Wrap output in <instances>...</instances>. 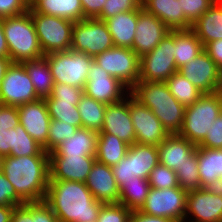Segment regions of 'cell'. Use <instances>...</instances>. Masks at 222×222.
<instances>
[{
  "instance_id": "obj_25",
  "label": "cell",
  "mask_w": 222,
  "mask_h": 222,
  "mask_svg": "<svg viewBox=\"0 0 222 222\" xmlns=\"http://www.w3.org/2000/svg\"><path fill=\"white\" fill-rule=\"evenodd\" d=\"M197 146L178 134H170L161 144L157 145L159 163L176 171L188 162L190 155Z\"/></svg>"
},
{
  "instance_id": "obj_37",
  "label": "cell",
  "mask_w": 222,
  "mask_h": 222,
  "mask_svg": "<svg viewBox=\"0 0 222 222\" xmlns=\"http://www.w3.org/2000/svg\"><path fill=\"white\" fill-rule=\"evenodd\" d=\"M32 155H49V153L19 123L16 128H12V149L9 156L21 157Z\"/></svg>"
},
{
  "instance_id": "obj_44",
  "label": "cell",
  "mask_w": 222,
  "mask_h": 222,
  "mask_svg": "<svg viewBox=\"0 0 222 222\" xmlns=\"http://www.w3.org/2000/svg\"><path fill=\"white\" fill-rule=\"evenodd\" d=\"M213 4L214 2L212 0H181V9L187 21L192 25Z\"/></svg>"
},
{
  "instance_id": "obj_13",
  "label": "cell",
  "mask_w": 222,
  "mask_h": 222,
  "mask_svg": "<svg viewBox=\"0 0 222 222\" xmlns=\"http://www.w3.org/2000/svg\"><path fill=\"white\" fill-rule=\"evenodd\" d=\"M40 99L23 63H11L0 84V104L20 106Z\"/></svg>"
},
{
  "instance_id": "obj_53",
  "label": "cell",
  "mask_w": 222,
  "mask_h": 222,
  "mask_svg": "<svg viewBox=\"0 0 222 222\" xmlns=\"http://www.w3.org/2000/svg\"><path fill=\"white\" fill-rule=\"evenodd\" d=\"M12 149V129L0 132V158L9 156Z\"/></svg>"
},
{
  "instance_id": "obj_17",
  "label": "cell",
  "mask_w": 222,
  "mask_h": 222,
  "mask_svg": "<svg viewBox=\"0 0 222 222\" xmlns=\"http://www.w3.org/2000/svg\"><path fill=\"white\" fill-rule=\"evenodd\" d=\"M178 72L203 93H215L220 90L222 71L205 50L179 68Z\"/></svg>"
},
{
  "instance_id": "obj_1",
  "label": "cell",
  "mask_w": 222,
  "mask_h": 222,
  "mask_svg": "<svg viewBox=\"0 0 222 222\" xmlns=\"http://www.w3.org/2000/svg\"><path fill=\"white\" fill-rule=\"evenodd\" d=\"M45 201L59 222H96L103 205L85 183L68 180H49Z\"/></svg>"
},
{
  "instance_id": "obj_5",
  "label": "cell",
  "mask_w": 222,
  "mask_h": 222,
  "mask_svg": "<svg viewBox=\"0 0 222 222\" xmlns=\"http://www.w3.org/2000/svg\"><path fill=\"white\" fill-rule=\"evenodd\" d=\"M220 113L222 94L219 91L204 93L192 105L185 107L183 125L178 135L198 146Z\"/></svg>"
},
{
  "instance_id": "obj_11",
  "label": "cell",
  "mask_w": 222,
  "mask_h": 222,
  "mask_svg": "<svg viewBox=\"0 0 222 222\" xmlns=\"http://www.w3.org/2000/svg\"><path fill=\"white\" fill-rule=\"evenodd\" d=\"M94 61L129 90L139 81L140 57L130 48H110L96 55Z\"/></svg>"
},
{
  "instance_id": "obj_50",
  "label": "cell",
  "mask_w": 222,
  "mask_h": 222,
  "mask_svg": "<svg viewBox=\"0 0 222 222\" xmlns=\"http://www.w3.org/2000/svg\"><path fill=\"white\" fill-rule=\"evenodd\" d=\"M106 0H81L84 18H98Z\"/></svg>"
},
{
  "instance_id": "obj_56",
  "label": "cell",
  "mask_w": 222,
  "mask_h": 222,
  "mask_svg": "<svg viewBox=\"0 0 222 222\" xmlns=\"http://www.w3.org/2000/svg\"><path fill=\"white\" fill-rule=\"evenodd\" d=\"M11 63L12 60L10 59V57H0V84Z\"/></svg>"
},
{
  "instance_id": "obj_19",
  "label": "cell",
  "mask_w": 222,
  "mask_h": 222,
  "mask_svg": "<svg viewBox=\"0 0 222 222\" xmlns=\"http://www.w3.org/2000/svg\"><path fill=\"white\" fill-rule=\"evenodd\" d=\"M169 31L170 29L162 21L141 7L138 10V23L132 50L142 57L151 52Z\"/></svg>"
},
{
  "instance_id": "obj_39",
  "label": "cell",
  "mask_w": 222,
  "mask_h": 222,
  "mask_svg": "<svg viewBox=\"0 0 222 222\" xmlns=\"http://www.w3.org/2000/svg\"><path fill=\"white\" fill-rule=\"evenodd\" d=\"M178 186L186 192L201 188V181L198 173L197 148L188 155V162L175 171Z\"/></svg>"
},
{
  "instance_id": "obj_40",
  "label": "cell",
  "mask_w": 222,
  "mask_h": 222,
  "mask_svg": "<svg viewBox=\"0 0 222 222\" xmlns=\"http://www.w3.org/2000/svg\"><path fill=\"white\" fill-rule=\"evenodd\" d=\"M78 129L77 126L64 123V121L51 120L47 140V152H52L60 143L73 136Z\"/></svg>"
},
{
  "instance_id": "obj_34",
  "label": "cell",
  "mask_w": 222,
  "mask_h": 222,
  "mask_svg": "<svg viewBox=\"0 0 222 222\" xmlns=\"http://www.w3.org/2000/svg\"><path fill=\"white\" fill-rule=\"evenodd\" d=\"M10 222H59V220L51 206L43 200L16 206Z\"/></svg>"
},
{
  "instance_id": "obj_3",
  "label": "cell",
  "mask_w": 222,
  "mask_h": 222,
  "mask_svg": "<svg viewBox=\"0 0 222 222\" xmlns=\"http://www.w3.org/2000/svg\"><path fill=\"white\" fill-rule=\"evenodd\" d=\"M129 94L147 106L169 134H178L183 125L185 107L170 93L166 82L138 81Z\"/></svg>"
},
{
  "instance_id": "obj_58",
  "label": "cell",
  "mask_w": 222,
  "mask_h": 222,
  "mask_svg": "<svg viewBox=\"0 0 222 222\" xmlns=\"http://www.w3.org/2000/svg\"><path fill=\"white\" fill-rule=\"evenodd\" d=\"M212 1L215 3V2H221L222 0H212Z\"/></svg>"
},
{
  "instance_id": "obj_41",
  "label": "cell",
  "mask_w": 222,
  "mask_h": 222,
  "mask_svg": "<svg viewBox=\"0 0 222 222\" xmlns=\"http://www.w3.org/2000/svg\"><path fill=\"white\" fill-rule=\"evenodd\" d=\"M148 181L151 188L166 189L179 187L176 172L160 163L151 171Z\"/></svg>"
},
{
  "instance_id": "obj_20",
  "label": "cell",
  "mask_w": 222,
  "mask_h": 222,
  "mask_svg": "<svg viewBox=\"0 0 222 222\" xmlns=\"http://www.w3.org/2000/svg\"><path fill=\"white\" fill-rule=\"evenodd\" d=\"M95 156H49L50 180L85 183Z\"/></svg>"
},
{
  "instance_id": "obj_42",
  "label": "cell",
  "mask_w": 222,
  "mask_h": 222,
  "mask_svg": "<svg viewBox=\"0 0 222 222\" xmlns=\"http://www.w3.org/2000/svg\"><path fill=\"white\" fill-rule=\"evenodd\" d=\"M142 0H106L98 19L105 21L117 14L139 10Z\"/></svg>"
},
{
  "instance_id": "obj_31",
  "label": "cell",
  "mask_w": 222,
  "mask_h": 222,
  "mask_svg": "<svg viewBox=\"0 0 222 222\" xmlns=\"http://www.w3.org/2000/svg\"><path fill=\"white\" fill-rule=\"evenodd\" d=\"M129 146L113 134L98 133L96 160L112 167L126 155Z\"/></svg>"
},
{
  "instance_id": "obj_8",
  "label": "cell",
  "mask_w": 222,
  "mask_h": 222,
  "mask_svg": "<svg viewBox=\"0 0 222 222\" xmlns=\"http://www.w3.org/2000/svg\"><path fill=\"white\" fill-rule=\"evenodd\" d=\"M177 71L174 30H170L151 52L140 57L139 81L166 82Z\"/></svg>"
},
{
  "instance_id": "obj_10",
  "label": "cell",
  "mask_w": 222,
  "mask_h": 222,
  "mask_svg": "<svg viewBox=\"0 0 222 222\" xmlns=\"http://www.w3.org/2000/svg\"><path fill=\"white\" fill-rule=\"evenodd\" d=\"M112 36L106 23L98 18H85L74 22L72 27L71 50L96 55L113 48Z\"/></svg>"
},
{
  "instance_id": "obj_35",
  "label": "cell",
  "mask_w": 222,
  "mask_h": 222,
  "mask_svg": "<svg viewBox=\"0 0 222 222\" xmlns=\"http://www.w3.org/2000/svg\"><path fill=\"white\" fill-rule=\"evenodd\" d=\"M106 105L83 93L77 105L82 119V128L99 133L103 128Z\"/></svg>"
},
{
  "instance_id": "obj_52",
  "label": "cell",
  "mask_w": 222,
  "mask_h": 222,
  "mask_svg": "<svg viewBox=\"0 0 222 222\" xmlns=\"http://www.w3.org/2000/svg\"><path fill=\"white\" fill-rule=\"evenodd\" d=\"M129 222H178L171 218L144 214L139 210L132 211Z\"/></svg>"
},
{
  "instance_id": "obj_18",
  "label": "cell",
  "mask_w": 222,
  "mask_h": 222,
  "mask_svg": "<svg viewBox=\"0 0 222 222\" xmlns=\"http://www.w3.org/2000/svg\"><path fill=\"white\" fill-rule=\"evenodd\" d=\"M18 108L19 123L47 152V140L51 118L45 99L24 103Z\"/></svg>"
},
{
  "instance_id": "obj_54",
  "label": "cell",
  "mask_w": 222,
  "mask_h": 222,
  "mask_svg": "<svg viewBox=\"0 0 222 222\" xmlns=\"http://www.w3.org/2000/svg\"><path fill=\"white\" fill-rule=\"evenodd\" d=\"M0 57H9V50L3 31V19L0 18Z\"/></svg>"
},
{
  "instance_id": "obj_49",
  "label": "cell",
  "mask_w": 222,
  "mask_h": 222,
  "mask_svg": "<svg viewBox=\"0 0 222 222\" xmlns=\"http://www.w3.org/2000/svg\"><path fill=\"white\" fill-rule=\"evenodd\" d=\"M18 124V108L0 104V132L16 128Z\"/></svg>"
},
{
  "instance_id": "obj_30",
  "label": "cell",
  "mask_w": 222,
  "mask_h": 222,
  "mask_svg": "<svg viewBox=\"0 0 222 222\" xmlns=\"http://www.w3.org/2000/svg\"><path fill=\"white\" fill-rule=\"evenodd\" d=\"M204 50L202 42L191 30H174V57L177 69L194 60Z\"/></svg>"
},
{
  "instance_id": "obj_12",
  "label": "cell",
  "mask_w": 222,
  "mask_h": 222,
  "mask_svg": "<svg viewBox=\"0 0 222 222\" xmlns=\"http://www.w3.org/2000/svg\"><path fill=\"white\" fill-rule=\"evenodd\" d=\"M187 193L180 187L166 189L150 188L145 203L139 211L144 214L184 222Z\"/></svg>"
},
{
  "instance_id": "obj_24",
  "label": "cell",
  "mask_w": 222,
  "mask_h": 222,
  "mask_svg": "<svg viewBox=\"0 0 222 222\" xmlns=\"http://www.w3.org/2000/svg\"><path fill=\"white\" fill-rule=\"evenodd\" d=\"M197 162L201 188H222V149L197 146Z\"/></svg>"
},
{
  "instance_id": "obj_21",
  "label": "cell",
  "mask_w": 222,
  "mask_h": 222,
  "mask_svg": "<svg viewBox=\"0 0 222 222\" xmlns=\"http://www.w3.org/2000/svg\"><path fill=\"white\" fill-rule=\"evenodd\" d=\"M85 184L97 201L103 204L119 203L120 190L111 166L95 160Z\"/></svg>"
},
{
  "instance_id": "obj_45",
  "label": "cell",
  "mask_w": 222,
  "mask_h": 222,
  "mask_svg": "<svg viewBox=\"0 0 222 222\" xmlns=\"http://www.w3.org/2000/svg\"><path fill=\"white\" fill-rule=\"evenodd\" d=\"M24 203L17 195L14 186L0 170V206H20Z\"/></svg>"
},
{
  "instance_id": "obj_32",
  "label": "cell",
  "mask_w": 222,
  "mask_h": 222,
  "mask_svg": "<svg viewBox=\"0 0 222 222\" xmlns=\"http://www.w3.org/2000/svg\"><path fill=\"white\" fill-rule=\"evenodd\" d=\"M40 99L49 97L52 93L54 80L50 66L45 57L23 62Z\"/></svg>"
},
{
  "instance_id": "obj_4",
  "label": "cell",
  "mask_w": 222,
  "mask_h": 222,
  "mask_svg": "<svg viewBox=\"0 0 222 222\" xmlns=\"http://www.w3.org/2000/svg\"><path fill=\"white\" fill-rule=\"evenodd\" d=\"M3 31L13 63H23L44 57L29 11L3 18Z\"/></svg>"
},
{
  "instance_id": "obj_6",
  "label": "cell",
  "mask_w": 222,
  "mask_h": 222,
  "mask_svg": "<svg viewBox=\"0 0 222 222\" xmlns=\"http://www.w3.org/2000/svg\"><path fill=\"white\" fill-rule=\"evenodd\" d=\"M54 83H62L84 89L90 65L94 57L71 49L44 55Z\"/></svg>"
},
{
  "instance_id": "obj_7",
  "label": "cell",
  "mask_w": 222,
  "mask_h": 222,
  "mask_svg": "<svg viewBox=\"0 0 222 222\" xmlns=\"http://www.w3.org/2000/svg\"><path fill=\"white\" fill-rule=\"evenodd\" d=\"M31 14L39 45L44 55L67 51L71 48L74 22L28 10Z\"/></svg>"
},
{
  "instance_id": "obj_2",
  "label": "cell",
  "mask_w": 222,
  "mask_h": 222,
  "mask_svg": "<svg viewBox=\"0 0 222 222\" xmlns=\"http://www.w3.org/2000/svg\"><path fill=\"white\" fill-rule=\"evenodd\" d=\"M0 170L25 203L45 200L50 180L49 155L5 156Z\"/></svg>"
},
{
  "instance_id": "obj_36",
  "label": "cell",
  "mask_w": 222,
  "mask_h": 222,
  "mask_svg": "<svg viewBox=\"0 0 222 222\" xmlns=\"http://www.w3.org/2000/svg\"><path fill=\"white\" fill-rule=\"evenodd\" d=\"M166 84L170 93L184 107L192 105L204 94L178 71L169 77Z\"/></svg>"
},
{
  "instance_id": "obj_26",
  "label": "cell",
  "mask_w": 222,
  "mask_h": 222,
  "mask_svg": "<svg viewBox=\"0 0 222 222\" xmlns=\"http://www.w3.org/2000/svg\"><path fill=\"white\" fill-rule=\"evenodd\" d=\"M98 133L86 128H79L60 145H58L49 156H95Z\"/></svg>"
},
{
  "instance_id": "obj_43",
  "label": "cell",
  "mask_w": 222,
  "mask_h": 222,
  "mask_svg": "<svg viewBox=\"0 0 222 222\" xmlns=\"http://www.w3.org/2000/svg\"><path fill=\"white\" fill-rule=\"evenodd\" d=\"M132 211L122 204H103L96 222H129Z\"/></svg>"
},
{
  "instance_id": "obj_27",
  "label": "cell",
  "mask_w": 222,
  "mask_h": 222,
  "mask_svg": "<svg viewBox=\"0 0 222 222\" xmlns=\"http://www.w3.org/2000/svg\"><path fill=\"white\" fill-rule=\"evenodd\" d=\"M112 36L114 47H133L138 23V10L123 12L104 21Z\"/></svg>"
},
{
  "instance_id": "obj_29",
  "label": "cell",
  "mask_w": 222,
  "mask_h": 222,
  "mask_svg": "<svg viewBox=\"0 0 222 222\" xmlns=\"http://www.w3.org/2000/svg\"><path fill=\"white\" fill-rule=\"evenodd\" d=\"M205 46L208 42L222 39V4L215 2L191 27Z\"/></svg>"
},
{
  "instance_id": "obj_48",
  "label": "cell",
  "mask_w": 222,
  "mask_h": 222,
  "mask_svg": "<svg viewBox=\"0 0 222 222\" xmlns=\"http://www.w3.org/2000/svg\"><path fill=\"white\" fill-rule=\"evenodd\" d=\"M29 10L27 0H0V18L14 17Z\"/></svg>"
},
{
  "instance_id": "obj_51",
  "label": "cell",
  "mask_w": 222,
  "mask_h": 222,
  "mask_svg": "<svg viewBox=\"0 0 222 222\" xmlns=\"http://www.w3.org/2000/svg\"><path fill=\"white\" fill-rule=\"evenodd\" d=\"M204 50L222 71V39L208 42L204 46Z\"/></svg>"
},
{
  "instance_id": "obj_55",
  "label": "cell",
  "mask_w": 222,
  "mask_h": 222,
  "mask_svg": "<svg viewBox=\"0 0 222 222\" xmlns=\"http://www.w3.org/2000/svg\"><path fill=\"white\" fill-rule=\"evenodd\" d=\"M16 206H0V222H10Z\"/></svg>"
},
{
  "instance_id": "obj_14",
  "label": "cell",
  "mask_w": 222,
  "mask_h": 222,
  "mask_svg": "<svg viewBox=\"0 0 222 222\" xmlns=\"http://www.w3.org/2000/svg\"><path fill=\"white\" fill-rule=\"evenodd\" d=\"M129 110L133 122L136 142L146 145H159L170 134L160 120L147 107L129 95Z\"/></svg>"
},
{
  "instance_id": "obj_15",
  "label": "cell",
  "mask_w": 222,
  "mask_h": 222,
  "mask_svg": "<svg viewBox=\"0 0 222 222\" xmlns=\"http://www.w3.org/2000/svg\"><path fill=\"white\" fill-rule=\"evenodd\" d=\"M124 88L127 89V86L119 79L111 76L95 61L92 62L83 89L85 95L104 104H113L124 99L121 96Z\"/></svg>"
},
{
  "instance_id": "obj_23",
  "label": "cell",
  "mask_w": 222,
  "mask_h": 222,
  "mask_svg": "<svg viewBox=\"0 0 222 222\" xmlns=\"http://www.w3.org/2000/svg\"><path fill=\"white\" fill-rule=\"evenodd\" d=\"M142 8L155 15L170 30H188L192 25L181 9V0H142Z\"/></svg>"
},
{
  "instance_id": "obj_28",
  "label": "cell",
  "mask_w": 222,
  "mask_h": 222,
  "mask_svg": "<svg viewBox=\"0 0 222 222\" xmlns=\"http://www.w3.org/2000/svg\"><path fill=\"white\" fill-rule=\"evenodd\" d=\"M29 7L35 12L64 18L72 22L85 19L81 0H32Z\"/></svg>"
},
{
  "instance_id": "obj_22",
  "label": "cell",
  "mask_w": 222,
  "mask_h": 222,
  "mask_svg": "<svg viewBox=\"0 0 222 222\" xmlns=\"http://www.w3.org/2000/svg\"><path fill=\"white\" fill-rule=\"evenodd\" d=\"M99 133L113 134L129 145L136 142L128 99L106 105L103 128Z\"/></svg>"
},
{
  "instance_id": "obj_46",
  "label": "cell",
  "mask_w": 222,
  "mask_h": 222,
  "mask_svg": "<svg viewBox=\"0 0 222 222\" xmlns=\"http://www.w3.org/2000/svg\"><path fill=\"white\" fill-rule=\"evenodd\" d=\"M83 93V88L62 83H54L51 95L45 98V100L80 101V97Z\"/></svg>"
},
{
  "instance_id": "obj_33",
  "label": "cell",
  "mask_w": 222,
  "mask_h": 222,
  "mask_svg": "<svg viewBox=\"0 0 222 222\" xmlns=\"http://www.w3.org/2000/svg\"><path fill=\"white\" fill-rule=\"evenodd\" d=\"M151 186L148 179L134 177L126 181L120 187L119 204L131 211L140 210L144 205Z\"/></svg>"
},
{
  "instance_id": "obj_57",
  "label": "cell",
  "mask_w": 222,
  "mask_h": 222,
  "mask_svg": "<svg viewBox=\"0 0 222 222\" xmlns=\"http://www.w3.org/2000/svg\"><path fill=\"white\" fill-rule=\"evenodd\" d=\"M219 92L222 94V73H221V86Z\"/></svg>"
},
{
  "instance_id": "obj_47",
  "label": "cell",
  "mask_w": 222,
  "mask_h": 222,
  "mask_svg": "<svg viewBox=\"0 0 222 222\" xmlns=\"http://www.w3.org/2000/svg\"><path fill=\"white\" fill-rule=\"evenodd\" d=\"M198 147L210 149H222V113L213 122L204 140Z\"/></svg>"
},
{
  "instance_id": "obj_16",
  "label": "cell",
  "mask_w": 222,
  "mask_h": 222,
  "mask_svg": "<svg viewBox=\"0 0 222 222\" xmlns=\"http://www.w3.org/2000/svg\"><path fill=\"white\" fill-rule=\"evenodd\" d=\"M192 214L191 222H222V188H199L187 193L186 214Z\"/></svg>"
},
{
  "instance_id": "obj_38",
  "label": "cell",
  "mask_w": 222,
  "mask_h": 222,
  "mask_svg": "<svg viewBox=\"0 0 222 222\" xmlns=\"http://www.w3.org/2000/svg\"><path fill=\"white\" fill-rule=\"evenodd\" d=\"M50 118L52 120L64 121L72 126L82 128V119L79 114V101L45 100Z\"/></svg>"
},
{
  "instance_id": "obj_9",
  "label": "cell",
  "mask_w": 222,
  "mask_h": 222,
  "mask_svg": "<svg viewBox=\"0 0 222 222\" xmlns=\"http://www.w3.org/2000/svg\"><path fill=\"white\" fill-rule=\"evenodd\" d=\"M159 163L156 145L134 143L130 145L126 155L114 166L113 176L120 187L134 177L148 179L151 171Z\"/></svg>"
}]
</instances>
